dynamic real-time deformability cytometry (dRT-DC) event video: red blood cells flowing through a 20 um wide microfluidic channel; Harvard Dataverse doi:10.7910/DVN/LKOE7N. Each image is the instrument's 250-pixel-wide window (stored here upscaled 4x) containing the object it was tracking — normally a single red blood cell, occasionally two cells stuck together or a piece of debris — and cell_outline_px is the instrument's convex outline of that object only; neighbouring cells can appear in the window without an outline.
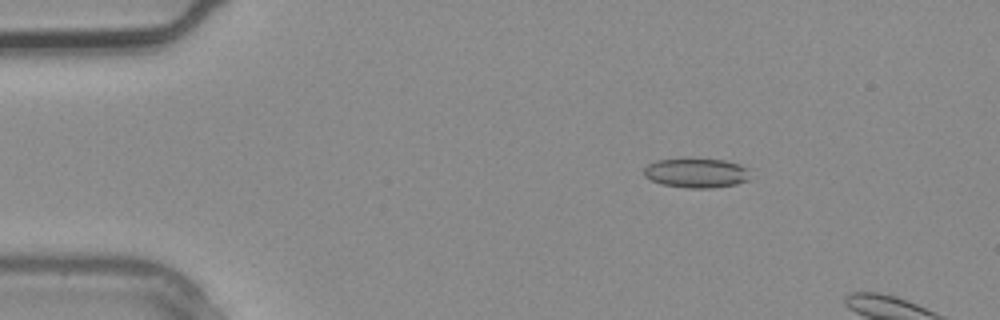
{"species": "common noctule bat (a hibernating species)", "species_latin": "Nyctalus noctula", "temperature_condition": "warm", "stored_images_in_passage": 3, "camera_frame_rate_fps": 3000, "um_per_image_px": 0.085, "animal": {"sex": "male", "body_mass_g": 20.4}, "frame": {"image": 1, "passage_image": 2, "time_ms": 0.333, "image_size_px": [1000, 320], "cell_outline_px": [[748, 180], [736, 184], [712, 188], [688, 188], [660, 184], [644, 176], [644, 168], [648, 164], [656, 160], [724, 160], [740, 164], [748, 168]], "centroid_in_image_um": [59.19, 14.72], "position_along_channel_um": 25.8, "area_um2": 17.98}}